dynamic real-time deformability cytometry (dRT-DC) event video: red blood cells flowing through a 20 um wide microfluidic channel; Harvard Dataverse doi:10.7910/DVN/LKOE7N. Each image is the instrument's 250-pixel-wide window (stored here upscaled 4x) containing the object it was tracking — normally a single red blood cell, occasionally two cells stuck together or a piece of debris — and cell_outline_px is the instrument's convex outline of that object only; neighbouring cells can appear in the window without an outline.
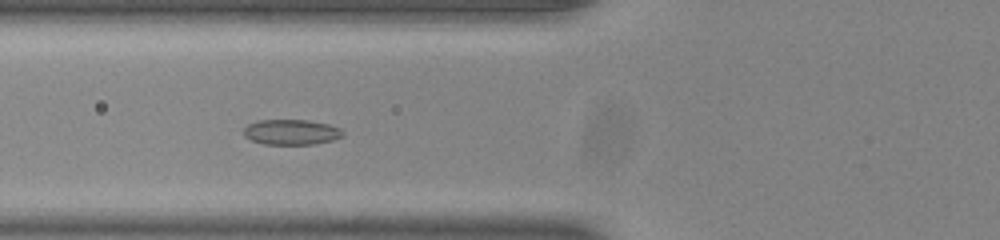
{"species": "common noctule bat (a hibernating species)", "species_latin": "Nyctalus noctula", "temperature_condition": "room temperature", "stored_images_in_passage": 37, "camera_frame_rate_fps": 3000, "um_per_image_px": 0.085, "animal": {"sex": "male", "body_mass_g": 20.0, "forearm_length_mm": 53.3}, "frame": {"image": 1, "passage_image": 5, "time_ms": 1.333, "image_size_px": [1000, 240], "cell_outline_px": [[344, 136], [332, 140], [312, 144], [264, 144], [252, 140], [244, 136], [244, 128], [248, 124], [256, 120], [308, 120], [328, 124], [340, 128], [344, 132]], "centroid_in_image_um": [24.76, 11.22], "position_along_channel_um": 101.0, "area_um2": 14.62}}
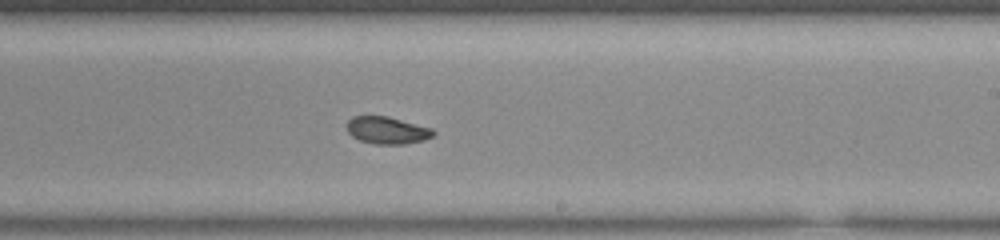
{"frame": {"image": 2, "passage_image": 17, "time_ms": 5.333, "image_size_px": [1000, 240], "cell_outline_px": [[436, 132], [432, 136], [424, 140], [404, 144], [376, 144], [360, 140], [352, 136], [348, 132], [348, 120], [352, 116], [388, 116], [432, 128]], "centroid_in_image_um": [32.92, 11.07], "position_along_channel_um": 256.1, "area_um2": 13.64}}
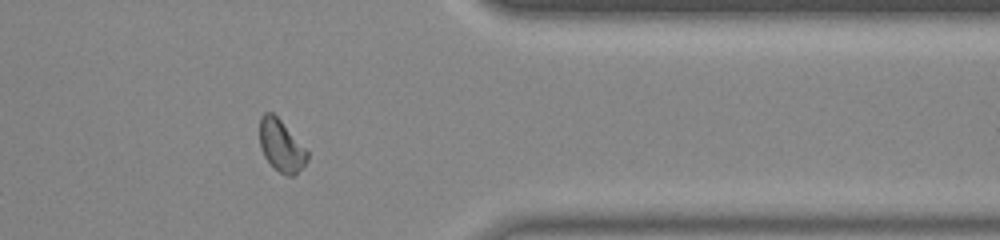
{"frame": {"image": 3, "passage_image": 28, "time_ms": 9.0, "image_size_px": [1000, 240], "cell_outline_px": [[308, 160], [292, 176], [288, 176], [280, 172], [264, 156], [260, 148], [260, 116], [264, 112], [272, 112], [280, 120], [308, 152]], "centroid_in_image_um": [23.87, 12.36], "position_along_channel_um": 387.5, "area_um2": 13.93}, "authors_computed_cell_mechanics": {"area_um2": 14.3344, "velocity_mm_per_s": 3.8834, "shape_relaxation_time_tau1_ms": 6.719, "shape_relaxation_time_tau2_ms": 2.8794, "deformation_change_tau1": 0.1303, "deformation_change_tau2": 0.0634}}